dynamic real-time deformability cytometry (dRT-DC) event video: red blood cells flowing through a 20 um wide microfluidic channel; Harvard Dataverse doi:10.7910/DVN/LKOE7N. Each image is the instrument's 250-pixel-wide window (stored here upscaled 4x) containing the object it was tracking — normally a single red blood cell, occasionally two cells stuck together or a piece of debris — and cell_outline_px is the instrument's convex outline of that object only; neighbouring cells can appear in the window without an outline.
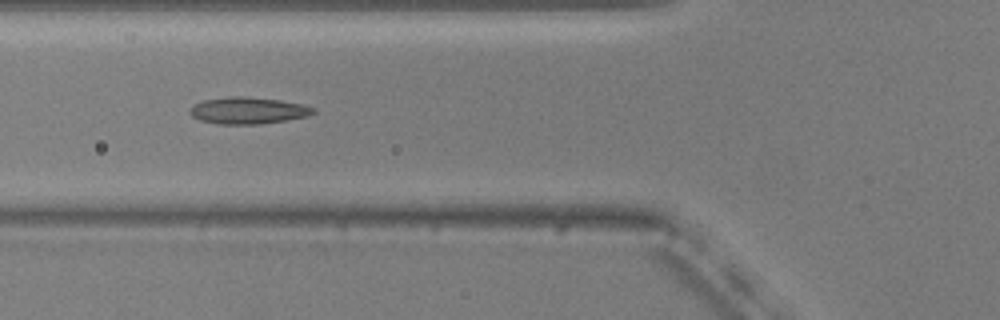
{"species": "common noctule bat (a hibernating species)", "species_latin": "Nyctalus noctula", "temperature_condition": "warm", "stored_images_in_passage": 54, "camera_frame_rate_fps": 3000, "um_per_image_px": 0.085, "animal": {"sex": "male", "body_mass_g": 20.5, "forearm_length_mm": 52.5}, "frame": {"image": 1, "passage_image": 20, "time_ms": 6.333, "image_size_px": [1000, 320], "cell_outline_px": [[316, 112], [308, 116], [288, 120], [260, 124], [220, 124], [200, 120], [192, 116], [188, 112], [188, 108], [192, 104], [204, 100], [228, 96], [240, 96], [280, 100], [304, 104], [316, 108]], "centroid_in_image_um": [21.08, 9.39], "position_along_channel_um": 104.7, "area_um2": 19.48}}
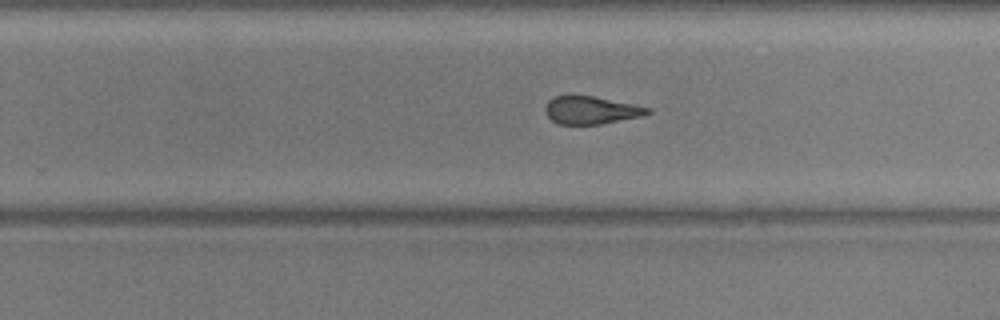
{"frame": {"image": 2, "passage_image": 34, "time_ms": 11.0, "image_size_px": [1000, 320], "cell_outline_px": [[652, 112], [644, 116], [600, 124], [560, 124], [552, 120], [548, 116], [544, 108], [548, 100], [556, 96], [592, 96], [636, 104], [652, 108]], "centroid_in_image_um": [50.3, 9.36], "position_along_channel_um": 279.5, "area_um2": 16.59}}
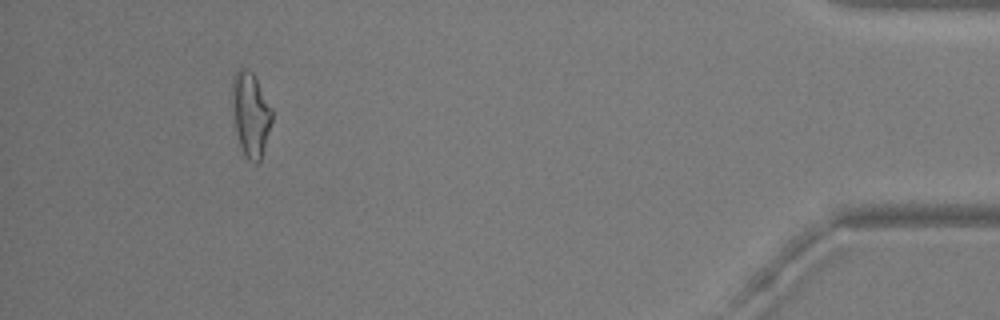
{"frame": {"image": 3, "passage_image": 50, "time_ms": 16.333, "image_size_px": [1000, 320], "cell_outline_px": [[272, 120], [260, 160], [256, 164], [248, 160], [244, 156], [236, 132], [232, 112], [232, 76], [240, 68], [248, 68], [256, 76], [272, 108]], "centroid_in_image_um": [21.29, 9.67], "position_along_channel_um": 413.9, "area_um2": 19.71}, "authors_computed_cell_mechanics": {"area_um2": 18.6116, "velocity_mm_per_s": 3.7446, "shape_relaxation_time_tau1_ms": null, "shape_relaxation_time_tau2_ms": 1.6616, "deformation_change_tau1": null, "deformation_change_tau2": 0.1047}}